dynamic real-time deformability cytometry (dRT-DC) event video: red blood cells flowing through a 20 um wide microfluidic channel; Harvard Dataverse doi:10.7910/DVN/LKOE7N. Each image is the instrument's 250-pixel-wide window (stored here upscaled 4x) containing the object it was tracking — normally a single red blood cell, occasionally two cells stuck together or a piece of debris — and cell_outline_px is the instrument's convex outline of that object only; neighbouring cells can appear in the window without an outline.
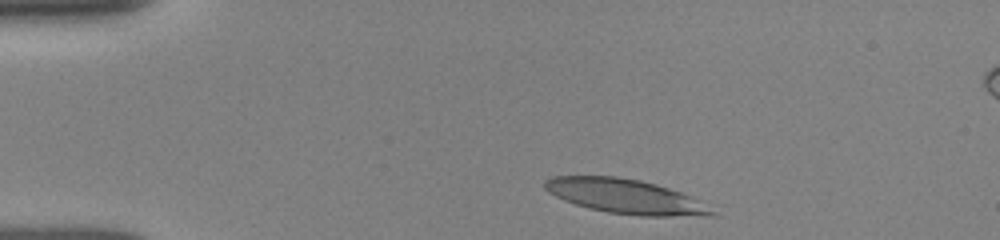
{"species": "human", "species_latin": "Homo sapiens", "temperature_condition": "room temperature", "stored_images_in_passage": 36, "camera_frame_rate_fps": 3000, "um_per_image_px": 0.085, "donor": {"sex": "female"}, "frame": {"image": 1, "passage_image": 2, "time_ms": 0.333, "image_size_px": [1000, 240], "cell_outline_px": [[720, 216], [640, 216], [608, 212], [588, 208], [564, 200], [548, 192], [544, 188], [544, 180], [552, 176], [616, 176], [640, 180], [656, 184], [680, 192], [688, 196], [716, 212]], "centroid_in_image_um": [53.12, 16.69], "position_along_channel_um": 31.9, "area_um2": 33.35}}
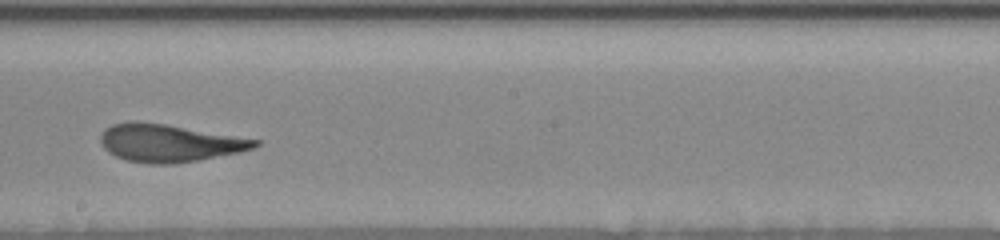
{"frame": {"image": 2, "passage_image": 22, "time_ms": 7.0, "image_size_px": [1000, 240], "cell_outline_px": [[260, 144], [252, 148], [236, 152], [196, 160], [172, 164], [148, 164], [128, 160], [116, 156], [108, 152], [104, 148], [100, 140], [100, 136], [104, 128], [112, 124], [132, 120], [136, 120], [164, 124], [260, 140]], "centroid_in_image_um": [14.3, 12.14], "position_along_channel_um": 233.9, "area_um2": 33.47}}
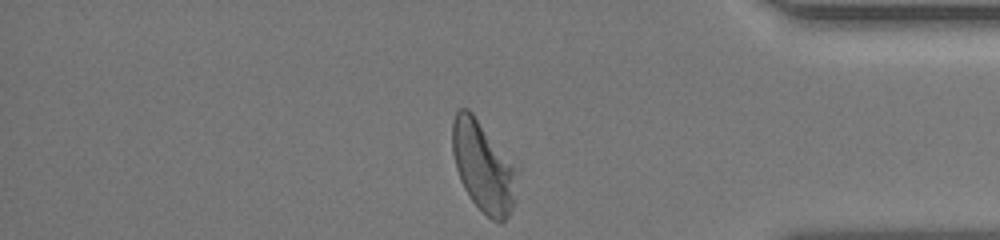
{"frame": {"image": 3, "passage_image": 36, "time_ms": 11.667, "image_size_px": [1000, 240], "cell_outline_px": [[520, 168], [516, 200], [512, 212], [500, 224], [492, 220], [472, 200], [464, 188], [460, 180], [456, 168], [452, 152], [452, 120], [456, 112], [460, 108], [468, 108], [472, 112]], "centroid_in_image_um": [41.14, 14.17], "position_along_channel_um": 394.1, "area_um2": 35.03}, "authors_computed_cell_mechanics": {"area_um2": 33.6974, "velocity_mm_per_s": 3.8808, "shape_relaxation_time_tau1_ms": 5.4098, "shape_relaxation_time_tau2_ms": 1.5319, "deformation_change_tau1": 0.2131, "deformation_change_tau2": 0.1004}}